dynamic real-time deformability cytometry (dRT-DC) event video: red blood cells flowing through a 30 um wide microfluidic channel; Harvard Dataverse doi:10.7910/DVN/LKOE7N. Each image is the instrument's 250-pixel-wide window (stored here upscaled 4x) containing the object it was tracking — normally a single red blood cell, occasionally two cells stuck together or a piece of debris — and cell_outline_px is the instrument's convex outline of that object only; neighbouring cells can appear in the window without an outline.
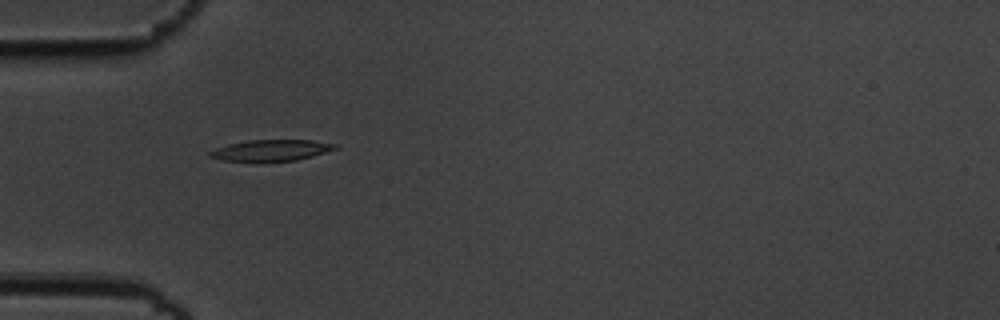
{"species": "common noctule bat (a hibernating species)", "species_latin": "Nyctalus noctula", "temperature_condition": "cold", "stored_images_in_passage": 39, "camera_frame_rate_fps": 3000, "um_per_image_px": 0.085, "animal": {"sex": "male", "body_mass_g": 19.5, "forearm_length_mm": 54.6}, "frame": {"image": 1, "passage_image": 1, "time_ms": 0.0, "image_size_px": [1000, 320], "cell_outline_px": [[340, 148], [312, 156], [296, 160], [224, 160], [208, 156], [208, 152], [216, 148], [228, 144], [248, 140], [312, 140], [336, 144]], "centroid_in_image_um": [23.08, 12.75], "position_along_channel_um": 61.9, "area_um2": 15.09}}
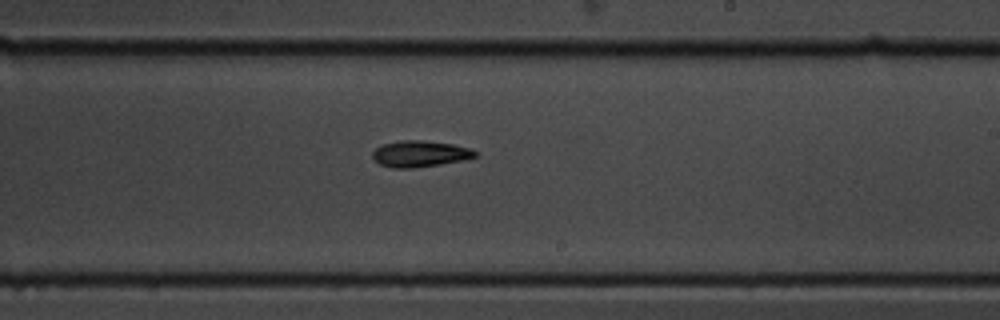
{"frame": {"image": 2, "passage_image": 17, "time_ms": 5.333, "image_size_px": [1000, 320], "cell_outline_px": [[476, 156], [460, 160], [412, 168], [392, 168], [380, 164], [372, 156], [372, 152], [380, 144], [400, 140], [420, 140], [452, 144], [472, 148], [476, 152]], "centroid_in_image_um": [35.64, 13.05], "position_along_channel_um": 253.4, "area_um2": 15.49}}
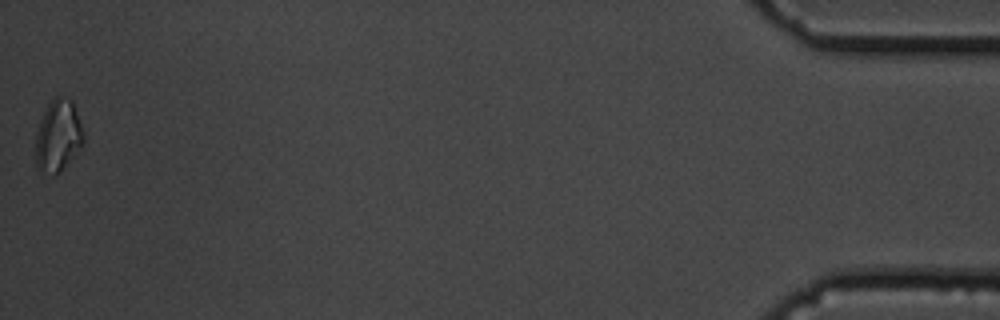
{"frame": {"image": 3, "passage_image": 39, "time_ms": 12.667, "image_size_px": [1000, 320], "cell_outline_px": [[84, 144], [52, 176], [36, 164], [36, 132], [44, 112], [48, 104], [56, 96], [60, 96], [72, 100], [84, 132]], "centroid_in_image_um": [4.95, 11.48], "position_along_channel_um": 430.2, "area_um2": 19.36}, "authors_computed_cell_mechanics": {"area_um2": 15.6638, "velocity_mm_per_s": 3.6493, "shape_relaxation_time_tau1_ms": 5.4184, "shape_relaxation_time_tau2_ms": null, "deformation_change_tau1": 0.1357, "deformation_change_tau2": null}}